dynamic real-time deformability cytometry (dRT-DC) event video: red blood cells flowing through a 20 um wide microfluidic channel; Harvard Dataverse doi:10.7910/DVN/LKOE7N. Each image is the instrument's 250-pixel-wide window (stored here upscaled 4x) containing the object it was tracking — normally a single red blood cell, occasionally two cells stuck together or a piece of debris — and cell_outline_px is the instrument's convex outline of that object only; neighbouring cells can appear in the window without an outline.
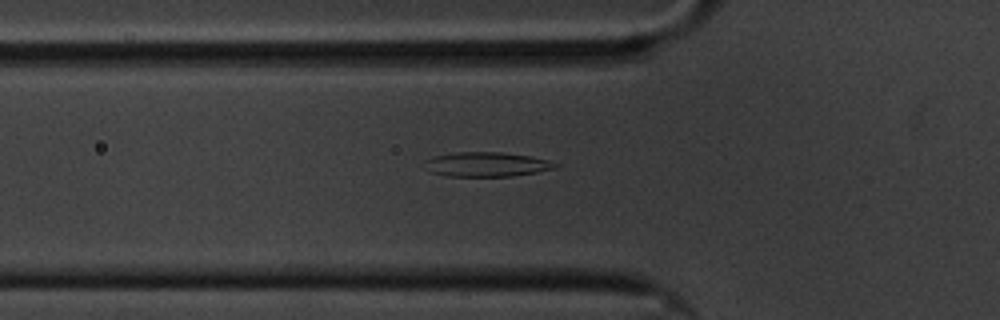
{"species": "common noctule bat (a hibernating species)", "species_latin": "Nyctalus noctula", "temperature_condition": "cold", "stored_images_in_passage": 58, "camera_frame_rate_fps": 3000, "um_per_image_px": 0.085, "animal": {"sex": "male", "body_mass_g": 20.1, "forearm_length_mm": 53.5}, "frame": {"image": 1, "passage_image": 20, "time_ms": 6.333, "image_size_px": [1000, 320], "cell_outline_px": [[560, 164], [556, 168], [536, 172], [512, 176], [448, 176], [432, 172], [424, 160], [432, 156], [456, 152], [500, 152], [532, 156], [548, 160]], "centroid_in_image_um": [41.41, 13.96], "position_along_channel_um": 84.4, "area_um2": 18.55}}
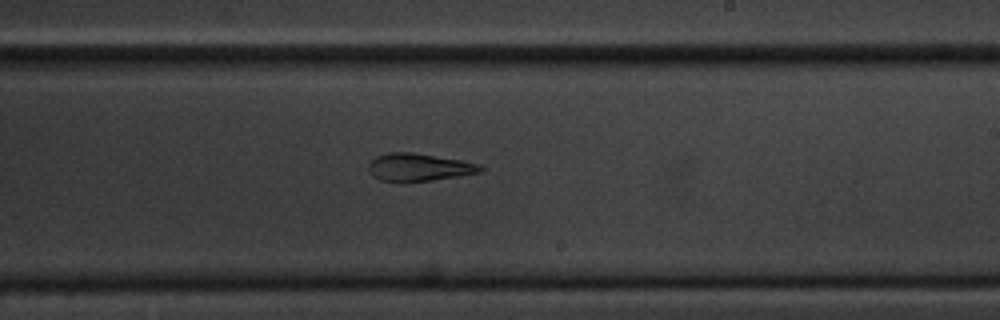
{"frame": {"image": 2, "passage_image": 35, "time_ms": 11.333, "image_size_px": [1000, 320], "cell_outline_px": [[484, 168], [480, 172], [432, 180], [380, 180], [372, 176], [368, 168], [368, 164], [376, 156], [388, 152], [412, 152], [460, 160], [476, 164]], "centroid_in_image_um": [35.55, 14.19], "position_along_channel_um": 253.4, "area_um2": 17.46}}
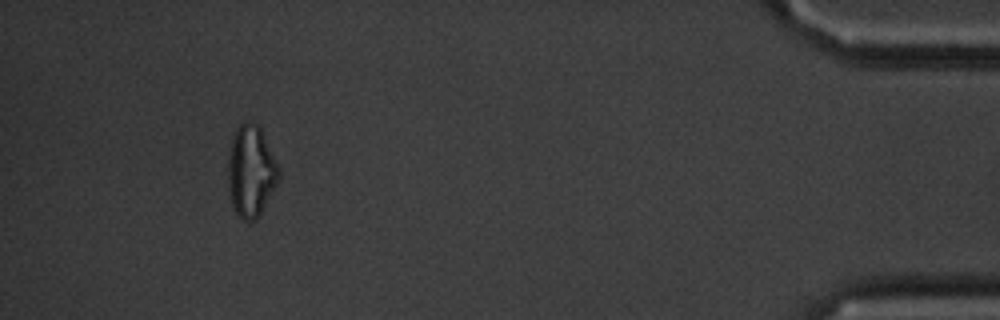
{"frame": {"image": 3, "passage_image": 55, "time_ms": 18.0, "image_size_px": [1000, 320], "cell_outline_px": [[280, 180], [260, 216], [256, 220], [244, 220], [236, 216], [232, 208], [228, 180], [228, 164], [232, 140], [236, 128], [244, 120], [252, 120], [260, 128], [280, 168]], "centroid_in_image_um": [21.35, 14.59], "position_along_channel_um": 413.8, "area_um2": 27.4}}